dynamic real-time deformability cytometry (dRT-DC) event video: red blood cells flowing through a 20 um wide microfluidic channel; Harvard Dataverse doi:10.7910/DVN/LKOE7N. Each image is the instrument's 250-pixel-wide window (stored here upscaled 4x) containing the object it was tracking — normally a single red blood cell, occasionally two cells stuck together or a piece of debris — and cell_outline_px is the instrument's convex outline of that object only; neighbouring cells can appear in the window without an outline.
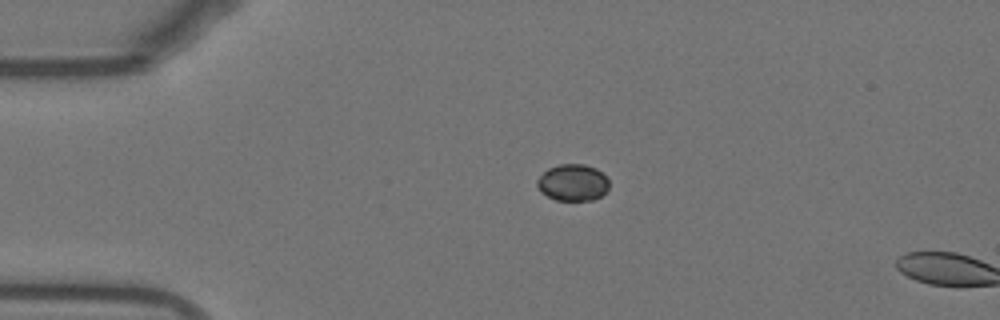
{"species": "Egyptian fruit bat (a non-hibernating species)", "species_latin": "Rousettus aegyptiacus", "temperature_condition": "warm", "stored_images_in_passage": 2, "camera_frame_rate_fps": 3000, "um_per_image_px": 0.085, "animal": {"sex": "female"}, "frame": {"image": 1, "passage_image": 1, "time_ms": 0.0, "image_size_px": [1000, 320], "cell_outline_px": [[608, 188], [600, 196], [592, 200], [556, 200], [540, 192], [536, 184], [536, 180], [548, 168], [560, 164], [584, 164], [596, 168], [608, 180]], "centroid_in_image_um": [48.65, 15.51], "position_along_channel_um": 36.3, "area_um2": 15.26}}